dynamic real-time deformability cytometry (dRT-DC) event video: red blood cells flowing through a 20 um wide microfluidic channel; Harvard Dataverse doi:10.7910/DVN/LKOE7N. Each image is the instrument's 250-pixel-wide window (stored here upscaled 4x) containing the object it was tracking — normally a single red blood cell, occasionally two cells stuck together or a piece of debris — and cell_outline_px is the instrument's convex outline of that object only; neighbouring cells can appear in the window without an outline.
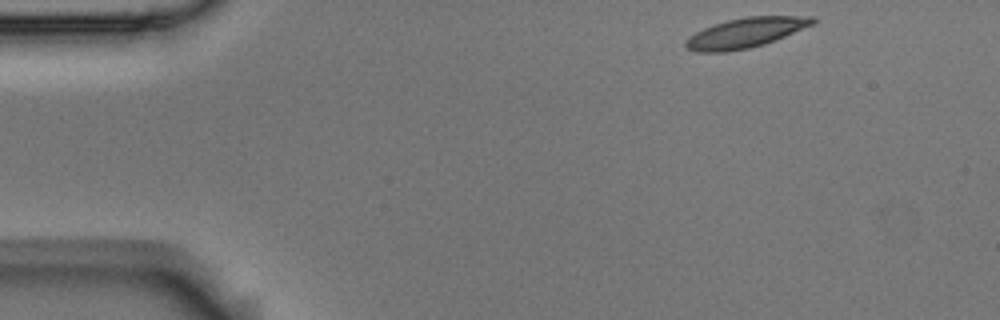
{"species": "Egyptian fruit bat (a non-hibernating species)", "species_latin": "Rousettus aegyptiacus", "temperature_condition": "room temperature", "stored_images_in_passage": 50, "camera_frame_rate_fps": 3000, "um_per_image_px": 0.085, "animal": {"sex": "male"}, "frame": {"image": 1, "passage_image": 1, "time_ms": 0.0, "image_size_px": [1000, 320], "cell_outline_px": [[816, 20], [812, 24], [784, 36], [764, 44], [748, 48], [724, 52], [696, 52], [688, 48], [684, 44], [684, 40], [688, 36], [704, 28], [728, 20], [748, 16], [816, 16]], "centroid_in_image_um": [63.34, 2.78], "position_along_channel_um": 21.7, "area_um2": 21.79}}
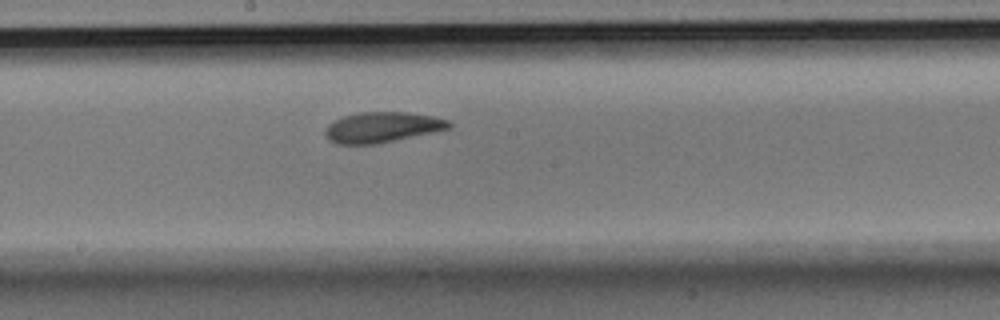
{"frame": {"image": 2, "passage_image": 24, "time_ms": 7.667, "image_size_px": [1000, 320], "cell_outline_px": [[452, 128], [376, 144], [336, 144], [328, 140], [324, 132], [328, 124], [344, 116], [360, 112], [408, 112], [432, 116], [448, 120], [452, 124]], "centroid_in_image_um": [32.48, 10.82], "position_along_channel_um": 215.7, "area_um2": 21.91}}
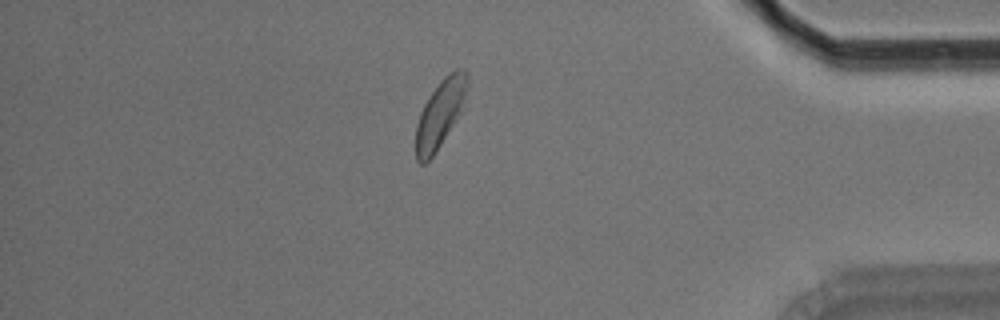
{"frame": {"image": 3, "passage_image": 42, "time_ms": 13.667, "image_size_px": [1000, 320], "cell_outline_px": [[468, 84], [464, 108], [432, 156], [424, 164], [420, 164], [416, 160], [416, 124], [420, 112], [424, 104], [440, 80], [448, 72], [456, 68], [464, 68], [468, 72]], "centroid_in_image_um": [37.44, 9.59], "position_along_channel_um": 397.8, "area_um2": 20.4}, "authors_computed_cell_mechanics": {"area_um2": 21.7328, "velocity_mm_per_s": 3.5911, "shape_relaxation_time_tau1_ms": 6.1788, "shape_relaxation_time_tau2_ms": 2.3928, "deformation_change_tau1": 0.1448, "deformation_change_tau2": 0.0799}}